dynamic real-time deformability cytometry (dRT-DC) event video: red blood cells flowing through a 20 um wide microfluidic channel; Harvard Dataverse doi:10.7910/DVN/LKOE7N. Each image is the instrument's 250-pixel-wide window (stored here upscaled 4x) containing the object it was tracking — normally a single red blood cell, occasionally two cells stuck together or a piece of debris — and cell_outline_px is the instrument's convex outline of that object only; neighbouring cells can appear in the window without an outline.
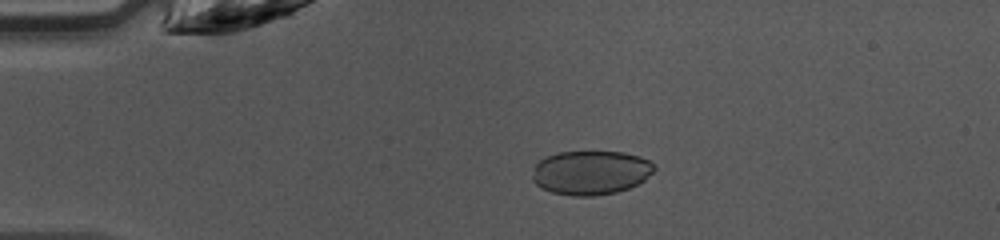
{"species": "common noctule bat (a hibernating species)", "species_latin": "Nyctalus noctula", "temperature_condition": "warm", "stored_images_in_passage": 33, "camera_frame_rate_fps": 3000, "um_per_image_px": 0.085, "animal": {"sex": "female", "body_mass_g": 10.0, "forearm_length_mm": 53.1}, "frame": {"image": 1, "passage_image": 3, "time_ms": 0.667, "image_size_px": [1000, 240], "cell_outline_px": [[656, 168], [644, 180], [628, 188], [616, 192], [596, 196], [572, 196], [552, 192], [540, 188], [532, 180], [532, 176], [536, 164], [540, 160], [548, 156], [560, 152], [624, 152], [640, 156], [656, 164]], "centroid_in_image_um": [50.22, 14.68], "position_along_channel_um": 34.8, "area_um2": 31.33}}
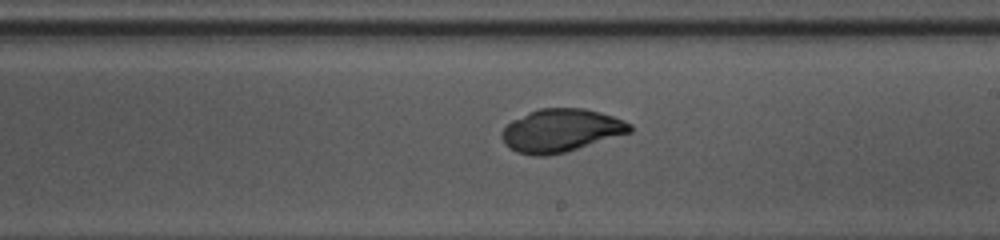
{"frame": {"image": 2, "passage_image": 20, "time_ms": 6.333, "image_size_px": [1000, 240], "cell_outline_px": [[632, 132], [564, 152], [548, 156], [532, 156], [516, 152], [508, 148], [504, 144], [500, 136], [500, 132], [512, 120], [528, 112], [540, 108], [584, 108], [600, 112], [624, 120], [632, 124]], "centroid_in_image_um": [47.64, 11.09], "position_along_channel_um": 241.4, "area_um2": 32.25}}
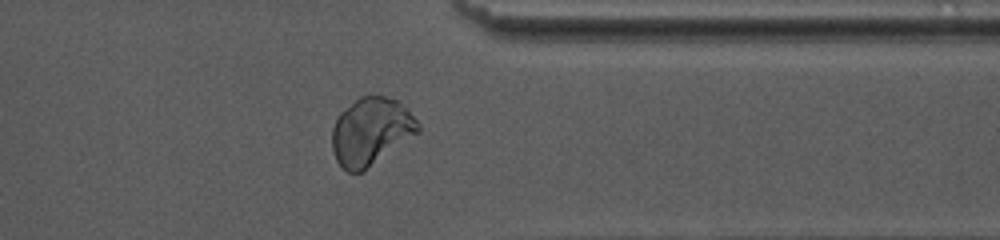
{"frame": {"image": 3, "passage_image": 30, "time_ms": 9.667, "image_size_px": [1000, 240], "cell_outline_px": [[420, 132], [360, 172], [348, 172], [336, 160], [332, 148], [332, 128], [340, 112], [360, 96], [384, 96], [396, 100], [420, 124]], "centroid_in_image_um": [31.51, 11.16], "position_along_channel_um": 379.9, "area_um2": 33.12}}